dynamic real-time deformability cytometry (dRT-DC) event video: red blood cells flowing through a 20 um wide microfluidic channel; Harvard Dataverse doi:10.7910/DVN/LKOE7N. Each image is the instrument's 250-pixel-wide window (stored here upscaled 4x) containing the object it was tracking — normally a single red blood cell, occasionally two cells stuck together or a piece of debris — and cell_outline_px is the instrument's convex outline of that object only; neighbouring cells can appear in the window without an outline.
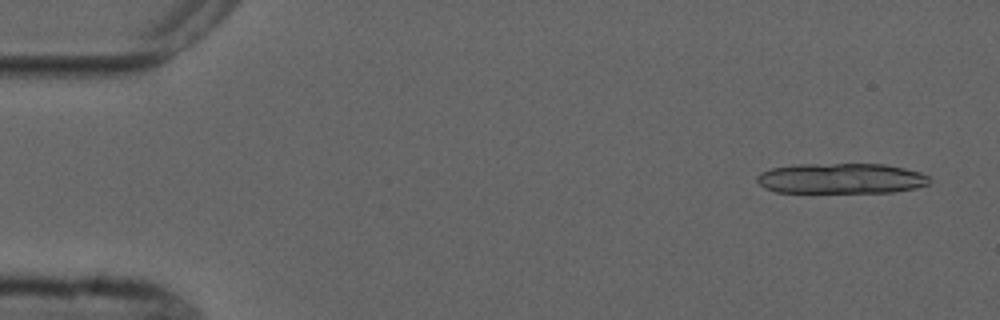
{"species": "common noctule bat (a hibernating species)", "species_latin": "Nyctalus noctula", "temperature_condition": "cold", "stored_images_in_passage": 7, "camera_frame_rate_fps": 3000, "um_per_image_px": 0.085, "animal": {"sex": "male", "forearm_length_mm": 52.5}, "frame": {"image": 1, "passage_image": 1, "time_ms": 0.0, "image_size_px": [1000, 320], "cell_outline_px": [[928, 184], [916, 188], [892, 192], [776, 192], [764, 188], [756, 180], [756, 176], [760, 172], [772, 168], [796, 164], [884, 164], [904, 168], [920, 172], [928, 176]], "centroid_in_image_um": [71.46, 15.16], "position_along_channel_um": 13.5, "area_um2": 30.58}}
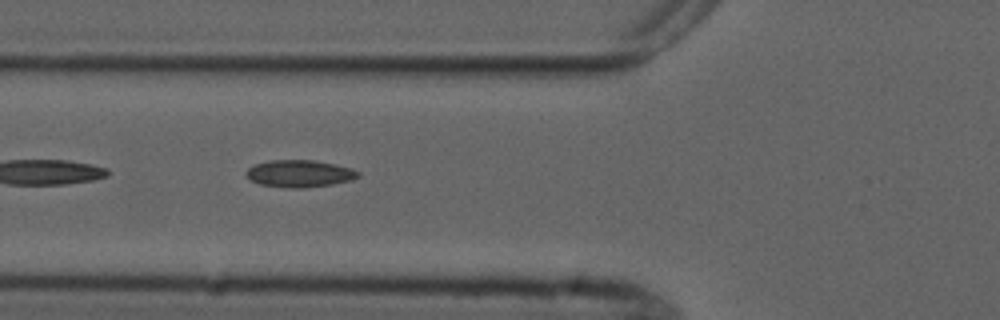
{"frame": {"image": 2, "passage_image": 6, "time_ms": 5.667, "image_size_px": [1000, 320], "cell_outline_px": [[360, 176], [352, 180], [332, 184], [304, 188], [288, 188], [260, 184], [248, 180], [244, 176], [244, 172], [252, 164], [268, 160], [312, 160], [352, 168], [360, 172]], "centroid_in_image_um": [25.39, 14.75], "position_along_channel_um": 100.4, "area_um2": 17.98}}